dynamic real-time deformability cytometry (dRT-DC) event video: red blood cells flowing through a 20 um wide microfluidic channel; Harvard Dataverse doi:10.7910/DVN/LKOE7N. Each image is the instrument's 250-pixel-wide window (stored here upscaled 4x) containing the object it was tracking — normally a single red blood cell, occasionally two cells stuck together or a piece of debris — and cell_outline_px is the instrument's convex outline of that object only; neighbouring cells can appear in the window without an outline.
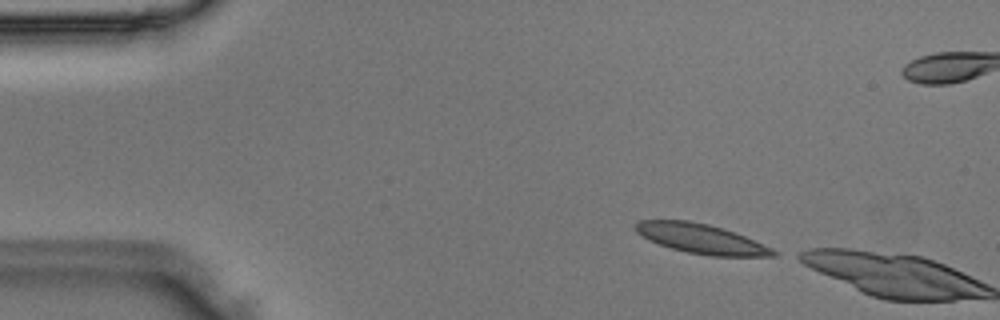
{"species": "Egyptian fruit bat (a non-hibernating species)", "species_latin": "Rousettus aegyptiacus", "temperature_condition": "room temperature", "stored_images_in_passage": 2, "camera_frame_rate_fps": 3000, "um_per_image_px": 0.085, "animal": {"sex": "male"}, "frame": {"image": 1, "passage_image": 1, "time_ms": 0.0, "image_size_px": [1000, 320], "cell_outline_px": [[780, 252], [776, 256], [708, 256], [688, 252], [672, 248], [648, 240], [636, 232], [636, 224], [640, 220], [688, 220], [708, 224], [744, 236], [772, 248]], "centroid_in_image_um": [59.6, 20.3], "position_along_channel_um": 25.4, "area_um2": 23.47}}